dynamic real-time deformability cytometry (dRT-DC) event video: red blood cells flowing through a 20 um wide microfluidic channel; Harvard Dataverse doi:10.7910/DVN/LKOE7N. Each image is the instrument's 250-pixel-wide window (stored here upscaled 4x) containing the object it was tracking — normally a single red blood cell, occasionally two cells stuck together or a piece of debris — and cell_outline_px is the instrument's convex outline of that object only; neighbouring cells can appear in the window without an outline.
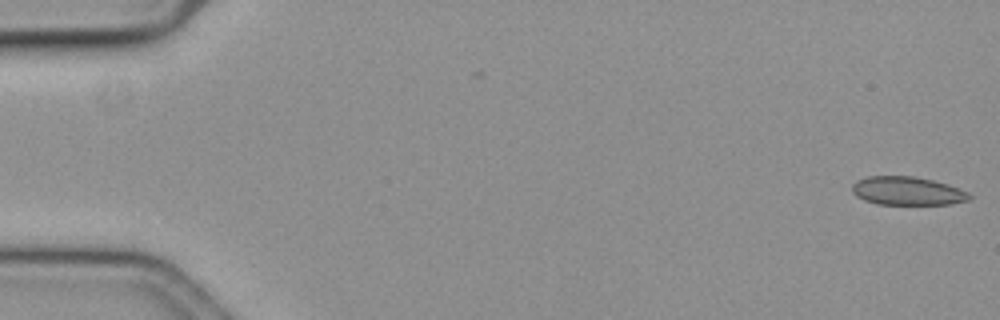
{"species": "common noctule bat (a hibernating species)", "species_latin": "Nyctalus noctula", "temperature_condition": "cold", "stored_images_in_passage": 3, "camera_frame_rate_fps": 3000, "um_per_image_px": 0.085, "animal": {"sex": "female", "body_mass_g": 19.3, "forearm_length_mm": 54.1}, "frame": {"image": 1, "passage_image": 3, "time_ms": 0.667, "image_size_px": [1000, 320], "cell_outline_px": [[972, 196], [968, 200], [952, 204], [876, 204], [864, 200], [856, 196], [852, 192], [852, 184], [856, 180], [868, 176], [912, 176], [932, 180], [948, 184], [968, 192]], "centroid_in_image_um": [77.1, 16.23], "position_along_channel_um": 7.9, "area_um2": 19.48}}